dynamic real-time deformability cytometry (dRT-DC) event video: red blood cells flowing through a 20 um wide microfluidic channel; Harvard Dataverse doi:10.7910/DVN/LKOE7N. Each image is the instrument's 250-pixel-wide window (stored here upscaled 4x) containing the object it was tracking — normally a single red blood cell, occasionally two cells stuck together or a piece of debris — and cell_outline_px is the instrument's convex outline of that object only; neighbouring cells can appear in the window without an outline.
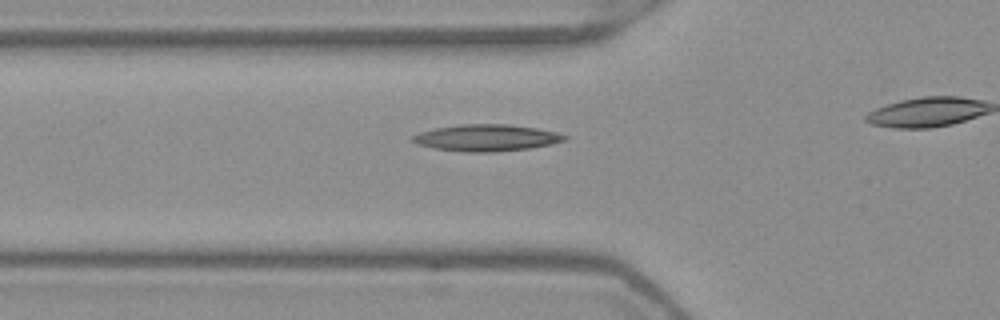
{"species": "Egyptian fruit bat (a non-hibernating species)", "species_latin": "Rousettus aegyptiacus", "temperature_condition": "warm", "stored_images_in_passage": 18, "camera_frame_rate_fps": 3000, "um_per_image_px": 0.085, "frame": {"image": 1, "passage_image": 13, "time_ms": 4.0, "image_size_px": [1000, 320], "cell_outline_px": [[568, 140], [552, 144], [528, 148], [492, 152], [464, 152], [432, 148], [416, 144], [408, 140], [412, 136], [420, 132], [436, 128], [460, 124], [508, 124], [536, 128], [556, 132], [568, 136]], "centroid_in_image_um": [41.32, 11.71], "position_along_channel_um": 84.5, "area_um2": 23.76}}
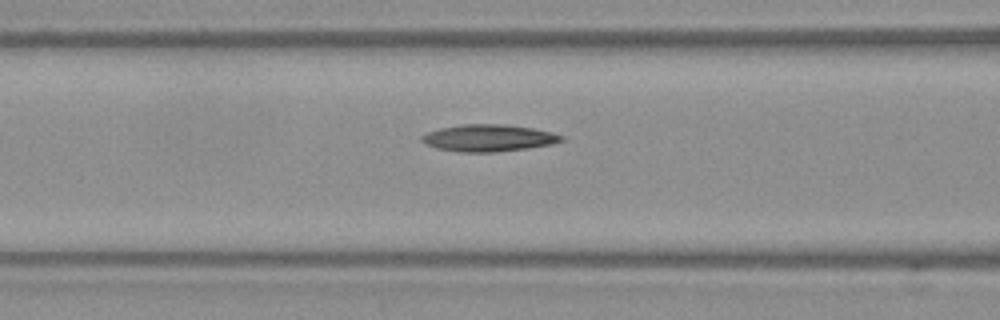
{"frame": {"image": 2, "passage_image": 16, "time_ms": 5.0, "image_size_px": [1000, 320], "cell_outline_px": [[564, 140], [552, 144], [528, 148], [496, 152], [460, 152], [436, 148], [424, 144], [420, 140], [420, 136], [428, 132], [440, 128], [464, 124], [504, 124], [532, 128], [552, 132], [564, 136]], "centroid_in_image_um": [41.51, 11.73], "position_along_channel_um": 125.1, "area_um2": 22.02}}